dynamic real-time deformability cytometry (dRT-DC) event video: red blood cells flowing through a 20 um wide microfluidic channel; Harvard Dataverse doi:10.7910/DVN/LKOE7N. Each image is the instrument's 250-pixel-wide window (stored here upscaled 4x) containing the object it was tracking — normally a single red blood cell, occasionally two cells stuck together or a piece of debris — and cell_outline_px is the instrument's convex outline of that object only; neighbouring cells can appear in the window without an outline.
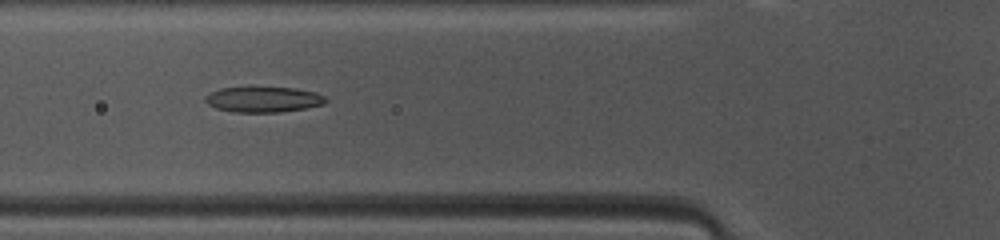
{"species": "common noctule bat (a hibernating species)", "species_latin": "Nyctalus noctula", "temperature_condition": "warm", "stored_images_in_passage": 47, "camera_frame_rate_fps": 3000, "um_per_image_px": 0.085, "animal": {"sex": "female", "body_mass_g": 10.0, "forearm_length_mm": 53.1}, "frame": {"image": 1, "passage_image": 16, "time_ms": 5.0, "image_size_px": [1000, 240], "cell_outline_px": [[328, 100], [324, 104], [304, 108], [276, 112], [236, 112], [216, 108], [208, 104], [204, 100], [204, 96], [220, 88], [248, 84], [296, 88], [316, 92], [324, 96]], "centroid_in_image_um": [22.35, 8.39], "position_along_channel_um": 103.5, "area_um2": 18.73}}
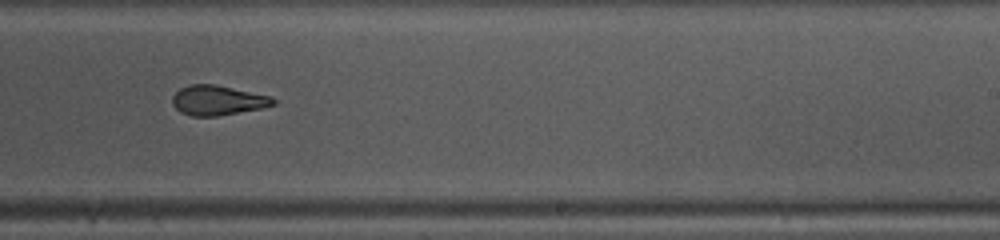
{"frame": {"image": 2, "passage_image": 28, "time_ms": 9.0, "image_size_px": [1000, 240], "cell_outline_px": [[276, 104], [260, 108], [216, 116], [192, 116], [180, 112], [172, 104], [172, 96], [180, 88], [188, 84], [216, 84], [272, 96], [276, 100]], "centroid_in_image_um": [18.49, 8.51], "position_along_channel_um": 270.5, "area_um2": 17.57}}
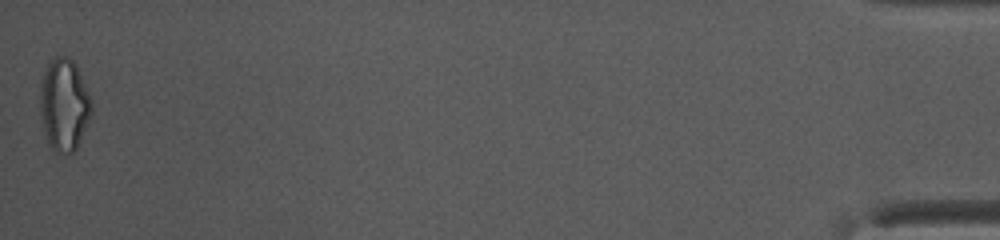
{"frame": {"image": 3, "passage_image": 47, "time_ms": 15.333, "image_size_px": [1000, 240], "cell_outline_px": [[92, 112], [76, 148], [72, 152], [56, 152], [48, 144], [44, 132], [40, 112], [40, 84], [44, 72], [48, 64], [56, 56], [68, 56], [76, 64], [92, 104]], "centroid_in_image_um": [5.43, 8.89], "position_along_channel_um": 429.8, "area_um2": 27.28}, "authors_computed_cell_mechanics": {"area_um2": 18.7272, "velocity_mm_per_s": 4.1685, "shape_relaxation_time_tau1_ms": 4.9721, "shape_relaxation_time_tau2_ms": 2.1095, "deformation_change_tau1": 0.1805, "deformation_change_tau2": 0.1012}}